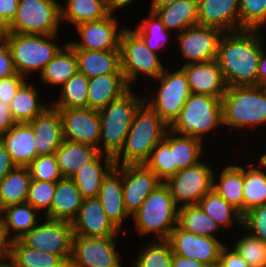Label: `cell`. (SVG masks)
Masks as SVG:
<instances>
[{"label": "cell", "mask_w": 266, "mask_h": 267, "mask_svg": "<svg viewBox=\"0 0 266 267\" xmlns=\"http://www.w3.org/2000/svg\"><path fill=\"white\" fill-rule=\"evenodd\" d=\"M263 36L262 30L247 29L221 35L216 60L227 86L257 85Z\"/></svg>", "instance_id": "cell-1"}, {"label": "cell", "mask_w": 266, "mask_h": 267, "mask_svg": "<svg viewBox=\"0 0 266 267\" xmlns=\"http://www.w3.org/2000/svg\"><path fill=\"white\" fill-rule=\"evenodd\" d=\"M221 103L223 126L230 130L228 135L236 130L247 135L250 130L255 134L266 129V86H227Z\"/></svg>", "instance_id": "cell-2"}, {"label": "cell", "mask_w": 266, "mask_h": 267, "mask_svg": "<svg viewBox=\"0 0 266 267\" xmlns=\"http://www.w3.org/2000/svg\"><path fill=\"white\" fill-rule=\"evenodd\" d=\"M167 130L168 125L144 101L133 116L125 144L114 158L115 165L144 164Z\"/></svg>", "instance_id": "cell-3"}, {"label": "cell", "mask_w": 266, "mask_h": 267, "mask_svg": "<svg viewBox=\"0 0 266 267\" xmlns=\"http://www.w3.org/2000/svg\"><path fill=\"white\" fill-rule=\"evenodd\" d=\"M178 208L168 186L164 182L159 184L131 215L138 237L168 240L171 231L178 224Z\"/></svg>", "instance_id": "cell-4"}, {"label": "cell", "mask_w": 266, "mask_h": 267, "mask_svg": "<svg viewBox=\"0 0 266 267\" xmlns=\"http://www.w3.org/2000/svg\"><path fill=\"white\" fill-rule=\"evenodd\" d=\"M168 129L209 143L206 138L213 137L211 133L216 136L217 130H224L221 98L191 93Z\"/></svg>", "instance_id": "cell-5"}, {"label": "cell", "mask_w": 266, "mask_h": 267, "mask_svg": "<svg viewBox=\"0 0 266 267\" xmlns=\"http://www.w3.org/2000/svg\"><path fill=\"white\" fill-rule=\"evenodd\" d=\"M144 102V95L130 88L120 98L98 110L101 128L99 153L115 158L123 148L133 116Z\"/></svg>", "instance_id": "cell-6"}, {"label": "cell", "mask_w": 266, "mask_h": 267, "mask_svg": "<svg viewBox=\"0 0 266 267\" xmlns=\"http://www.w3.org/2000/svg\"><path fill=\"white\" fill-rule=\"evenodd\" d=\"M58 36V33L35 35L8 32L4 39L10 48L17 73L29 80H32L30 76L34 74L38 77L44 67L68 43L65 40L59 44Z\"/></svg>", "instance_id": "cell-7"}, {"label": "cell", "mask_w": 266, "mask_h": 267, "mask_svg": "<svg viewBox=\"0 0 266 267\" xmlns=\"http://www.w3.org/2000/svg\"><path fill=\"white\" fill-rule=\"evenodd\" d=\"M120 54L123 76L130 88H135L140 78L145 79L144 81L150 78L148 82L158 78L168 63L166 59L161 60V54L152 52L129 26H126L121 34Z\"/></svg>", "instance_id": "cell-8"}, {"label": "cell", "mask_w": 266, "mask_h": 267, "mask_svg": "<svg viewBox=\"0 0 266 267\" xmlns=\"http://www.w3.org/2000/svg\"><path fill=\"white\" fill-rule=\"evenodd\" d=\"M177 65L175 63L176 68L174 70L168 69L169 67L167 66L164 72L154 79V85H157V89L155 87L153 88L155 91H150L152 95L150 93L143 94L144 101L168 126L178 116L191 94L186 74Z\"/></svg>", "instance_id": "cell-9"}, {"label": "cell", "mask_w": 266, "mask_h": 267, "mask_svg": "<svg viewBox=\"0 0 266 267\" xmlns=\"http://www.w3.org/2000/svg\"><path fill=\"white\" fill-rule=\"evenodd\" d=\"M59 0H19L16 16L8 32L52 35L61 29Z\"/></svg>", "instance_id": "cell-10"}, {"label": "cell", "mask_w": 266, "mask_h": 267, "mask_svg": "<svg viewBox=\"0 0 266 267\" xmlns=\"http://www.w3.org/2000/svg\"><path fill=\"white\" fill-rule=\"evenodd\" d=\"M205 159L206 157L196 165L178 170L164 182L178 207L197 205L213 189V173L219 163L213 165V158Z\"/></svg>", "instance_id": "cell-11"}, {"label": "cell", "mask_w": 266, "mask_h": 267, "mask_svg": "<svg viewBox=\"0 0 266 267\" xmlns=\"http://www.w3.org/2000/svg\"><path fill=\"white\" fill-rule=\"evenodd\" d=\"M119 237L73 235L69 267H124L117 249Z\"/></svg>", "instance_id": "cell-12"}, {"label": "cell", "mask_w": 266, "mask_h": 267, "mask_svg": "<svg viewBox=\"0 0 266 267\" xmlns=\"http://www.w3.org/2000/svg\"><path fill=\"white\" fill-rule=\"evenodd\" d=\"M72 223L43 217L20 240L38 251L60 255L68 264L72 255Z\"/></svg>", "instance_id": "cell-13"}, {"label": "cell", "mask_w": 266, "mask_h": 267, "mask_svg": "<svg viewBox=\"0 0 266 267\" xmlns=\"http://www.w3.org/2000/svg\"><path fill=\"white\" fill-rule=\"evenodd\" d=\"M223 32L215 27L194 25L176 34L173 38L177 44L182 65L189 63L207 62L217 57L218 43ZM183 63V64H182Z\"/></svg>", "instance_id": "cell-14"}, {"label": "cell", "mask_w": 266, "mask_h": 267, "mask_svg": "<svg viewBox=\"0 0 266 267\" xmlns=\"http://www.w3.org/2000/svg\"><path fill=\"white\" fill-rule=\"evenodd\" d=\"M115 15L109 16L97 20L84 22L75 26L77 37L80 38V42L68 41V45L72 49H85V50H120V39L125 25H121ZM121 26V27H120Z\"/></svg>", "instance_id": "cell-15"}, {"label": "cell", "mask_w": 266, "mask_h": 267, "mask_svg": "<svg viewBox=\"0 0 266 267\" xmlns=\"http://www.w3.org/2000/svg\"><path fill=\"white\" fill-rule=\"evenodd\" d=\"M168 241L173 254L195 259L208 267H217L221 249L226 243H230L220 240V238L195 235L183 230L178 225L171 231Z\"/></svg>", "instance_id": "cell-16"}, {"label": "cell", "mask_w": 266, "mask_h": 267, "mask_svg": "<svg viewBox=\"0 0 266 267\" xmlns=\"http://www.w3.org/2000/svg\"><path fill=\"white\" fill-rule=\"evenodd\" d=\"M59 110L64 140L90 145L99 150L101 122L98 110L70 108Z\"/></svg>", "instance_id": "cell-17"}, {"label": "cell", "mask_w": 266, "mask_h": 267, "mask_svg": "<svg viewBox=\"0 0 266 267\" xmlns=\"http://www.w3.org/2000/svg\"><path fill=\"white\" fill-rule=\"evenodd\" d=\"M162 181L144 164L122 165L123 200L130 215L135 213Z\"/></svg>", "instance_id": "cell-18"}, {"label": "cell", "mask_w": 266, "mask_h": 267, "mask_svg": "<svg viewBox=\"0 0 266 267\" xmlns=\"http://www.w3.org/2000/svg\"><path fill=\"white\" fill-rule=\"evenodd\" d=\"M71 223L73 235L88 237L123 235L106 215L98 197L83 199L78 215Z\"/></svg>", "instance_id": "cell-19"}, {"label": "cell", "mask_w": 266, "mask_h": 267, "mask_svg": "<svg viewBox=\"0 0 266 267\" xmlns=\"http://www.w3.org/2000/svg\"><path fill=\"white\" fill-rule=\"evenodd\" d=\"M98 198L108 218L125 235L127 230L123 227L127 219L130 221L131 215L123 200L122 165H115L104 177Z\"/></svg>", "instance_id": "cell-20"}, {"label": "cell", "mask_w": 266, "mask_h": 267, "mask_svg": "<svg viewBox=\"0 0 266 267\" xmlns=\"http://www.w3.org/2000/svg\"><path fill=\"white\" fill-rule=\"evenodd\" d=\"M27 123L34 133L36 157L55 154L64 141L63 122L59 110L49 106L42 114Z\"/></svg>", "instance_id": "cell-21"}, {"label": "cell", "mask_w": 266, "mask_h": 267, "mask_svg": "<svg viewBox=\"0 0 266 267\" xmlns=\"http://www.w3.org/2000/svg\"><path fill=\"white\" fill-rule=\"evenodd\" d=\"M186 74L191 93L222 98L227 84L217 60L189 63L180 67Z\"/></svg>", "instance_id": "cell-22"}, {"label": "cell", "mask_w": 266, "mask_h": 267, "mask_svg": "<svg viewBox=\"0 0 266 267\" xmlns=\"http://www.w3.org/2000/svg\"><path fill=\"white\" fill-rule=\"evenodd\" d=\"M242 155V161L235 160L232 163L228 161V164L219 166V169L215 167L213 173V189L236 208L242 215L244 214V199H243V184H244V158ZM236 161V162H235ZM234 163V164H233ZM238 164V165H237ZM242 164V165H241ZM223 166V168H222ZM221 168V169H220ZM217 170V171H216ZM219 170V171H218Z\"/></svg>", "instance_id": "cell-23"}, {"label": "cell", "mask_w": 266, "mask_h": 267, "mask_svg": "<svg viewBox=\"0 0 266 267\" xmlns=\"http://www.w3.org/2000/svg\"><path fill=\"white\" fill-rule=\"evenodd\" d=\"M198 24L223 33L239 31V0H198Z\"/></svg>", "instance_id": "cell-24"}, {"label": "cell", "mask_w": 266, "mask_h": 267, "mask_svg": "<svg viewBox=\"0 0 266 267\" xmlns=\"http://www.w3.org/2000/svg\"><path fill=\"white\" fill-rule=\"evenodd\" d=\"M0 141L16 166L28 167L36 157L34 133L27 122L15 123Z\"/></svg>", "instance_id": "cell-25"}, {"label": "cell", "mask_w": 266, "mask_h": 267, "mask_svg": "<svg viewBox=\"0 0 266 267\" xmlns=\"http://www.w3.org/2000/svg\"><path fill=\"white\" fill-rule=\"evenodd\" d=\"M73 50L77 56L78 71L87 78L106 74H123L120 50Z\"/></svg>", "instance_id": "cell-26"}, {"label": "cell", "mask_w": 266, "mask_h": 267, "mask_svg": "<svg viewBox=\"0 0 266 267\" xmlns=\"http://www.w3.org/2000/svg\"><path fill=\"white\" fill-rule=\"evenodd\" d=\"M251 152L252 155L246 153V157H249L252 163L247 158L244 159L246 163L243 184L244 213L266 203V165L258 156L253 158L254 151Z\"/></svg>", "instance_id": "cell-27"}, {"label": "cell", "mask_w": 266, "mask_h": 267, "mask_svg": "<svg viewBox=\"0 0 266 267\" xmlns=\"http://www.w3.org/2000/svg\"><path fill=\"white\" fill-rule=\"evenodd\" d=\"M129 89L123 74H106L89 78L88 108L100 110L120 98Z\"/></svg>", "instance_id": "cell-28"}, {"label": "cell", "mask_w": 266, "mask_h": 267, "mask_svg": "<svg viewBox=\"0 0 266 267\" xmlns=\"http://www.w3.org/2000/svg\"><path fill=\"white\" fill-rule=\"evenodd\" d=\"M83 199L72 178L58 180L50 207V219L72 222L78 215Z\"/></svg>", "instance_id": "cell-29"}, {"label": "cell", "mask_w": 266, "mask_h": 267, "mask_svg": "<svg viewBox=\"0 0 266 267\" xmlns=\"http://www.w3.org/2000/svg\"><path fill=\"white\" fill-rule=\"evenodd\" d=\"M30 81L32 80H28L18 90L10 103L11 114L16 123L29 122L51 106V102L41 99L42 92L40 93L39 90L42 88Z\"/></svg>", "instance_id": "cell-30"}, {"label": "cell", "mask_w": 266, "mask_h": 267, "mask_svg": "<svg viewBox=\"0 0 266 267\" xmlns=\"http://www.w3.org/2000/svg\"><path fill=\"white\" fill-rule=\"evenodd\" d=\"M114 166V158L99 153L72 177L84 199L98 197L104 177Z\"/></svg>", "instance_id": "cell-31"}, {"label": "cell", "mask_w": 266, "mask_h": 267, "mask_svg": "<svg viewBox=\"0 0 266 267\" xmlns=\"http://www.w3.org/2000/svg\"><path fill=\"white\" fill-rule=\"evenodd\" d=\"M78 71L75 51L66 44L38 75L39 87L60 88ZM42 83V84H41Z\"/></svg>", "instance_id": "cell-32"}, {"label": "cell", "mask_w": 266, "mask_h": 267, "mask_svg": "<svg viewBox=\"0 0 266 267\" xmlns=\"http://www.w3.org/2000/svg\"><path fill=\"white\" fill-rule=\"evenodd\" d=\"M197 205L217 223L222 231L226 230V235L229 236V233L233 232L232 234L235 236L236 226L238 230L242 228L243 215L227 203L214 189L208 192ZM230 229L233 231H230ZM227 231H229L228 234Z\"/></svg>", "instance_id": "cell-33"}, {"label": "cell", "mask_w": 266, "mask_h": 267, "mask_svg": "<svg viewBox=\"0 0 266 267\" xmlns=\"http://www.w3.org/2000/svg\"><path fill=\"white\" fill-rule=\"evenodd\" d=\"M163 139L170 145L171 151H173L174 164L177 165L179 170L196 165L211 154L209 151L206 152L207 146L200 139L181 136L169 129ZM206 153L208 154L206 155Z\"/></svg>", "instance_id": "cell-34"}, {"label": "cell", "mask_w": 266, "mask_h": 267, "mask_svg": "<svg viewBox=\"0 0 266 267\" xmlns=\"http://www.w3.org/2000/svg\"><path fill=\"white\" fill-rule=\"evenodd\" d=\"M35 208L27 202L10 205L3 209L2 223L10 241L21 239L42 219Z\"/></svg>", "instance_id": "cell-35"}, {"label": "cell", "mask_w": 266, "mask_h": 267, "mask_svg": "<svg viewBox=\"0 0 266 267\" xmlns=\"http://www.w3.org/2000/svg\"><path fill=\"white\" fill-rule=\"evenodd\" d=\"M98 154L99 150L95 147L68 140H64L55 152L59 170L65 178H72Z\"/></svg>", "instance_id": "cell-36"}, {"label": "cell", "mask_w": 266, "mask_h": 267, "mask_svg": "<svg viewBox=\"0 0 266 267\" xmlns=\"http://www.w3.org/2000/svg\"><path fill=\"white\" fill-rule=\"evenodd\" d=\"M149 10L154 11L166 29L175 31V34L198 24V0H179L171 5Z\"/></svg>", "instance_id": "cell-37"}, {"label": "cell", "mask_w": 266, "mask_h": 267, "mask_svg": "<svg viewBox=\"0 0 266 267\" xmlns=\"http://www.w3.org/2000/svg\"><path fill=\"white\" fill-rule=\"evenodd\" d=\"M8 263L12 267H69L60 255L27 247L20 239L10 242Z\"/></svg>", "instance_id": "cell-38"}, {"label": "cell", "mask_w": 266, "mask_h": 267, "mask_svg": "<svg viewBox=\"0 0 266 267\" xmlns=\"http://www.w3.org/2000/svg\"><path fill=\"white\" fill-rule=\"evenodd\" d=\"M60 5L61 23L75 26L90 21L101 20L110 15L106 0H67Z\"/></svg>", "instance_id": "cell-39"}, {"label": "cell", "mask_w": 266, "mask_h": 267, "mask_svg": "<svg viewBox=\"0 0 266 267\" xmlns=\"http://www.w3.org/2000/svg\"><path fill=\"white\" fill-rule=\"evenodd\" d=\"M183 230L195 235L220 237L226 240V234L221 231L217 223L210 218L198 205H184L178 208V224ZM223 232V233H221ZM217 234V235H216ZM221 234V236H219ZM225 238H221L223 235Z\"/></svg>", "instance_id": "cell-40"}, {"label": "cell", "mask_w": 266, "mask_h": 267, "mask_svg": "<svg viewBox=\"0 0 266 267\" xmlns=\"http://www.w3.org/2000/svg\"><path fill=\"white\" fill-rule=\"evenodd\" d=\"M31 173L28 167L16 166L0 181V203L3 208L27 201Z\"/></svg>", "instance_id": "cell-41"}, {"label": "cell", "mask_w": 266, "mask_h": 267, "mask_svg": "<svg viewBox=\"0 0 266 267\" xmlns=\"http://www.w3.org/2000/svg\"><path fill=\"white\" fill-rule=\"evenodd\" d=\"M89 78L77 71L59 89L55 99H49L55 109L87 108ZM59 97V98H58ZM55 100V101H54Z\"/></svg>", "instance_id": "cell-42"}, {"label": "cell", "mask_w": 266, "mask_h": 267, "mask_svg": "<svg viewBox=\"0 0 266 267\" xmlns=\"http://www.w3.org/2000/svg\"><path fill=\"white\" fill-rule=\"evenodd\" d=\"M148 12V15L132 29L143 39L145 45L152 52L157 54L162 52L164 54L162 49L169 46L172 32L166 29L154 11L149 10Z\"/></svg>", "instance_id": "cell-43"}, {"label": "cell", "mask_w": 266, "mask_h": 267, "mask_svg": "<svg viewBox=\"0 0 266 267\" xmlns=\"http://www.w3.org/2000/svg\"><path fill=\"white\" fill-rule=\"evenodd\" d=\"M137 249L132 267H171L173 251L168 240H146ZM140 249V250H139Z\"/></svg>", "instance_id": "cell-44"}, {"label": "cell", "mask_w": 266, "mask_h": 267, "mask_svg": "<svg viewBox=\"0 0 266 267\" xmlns=\"http://www.w3.org/2000/svg\"><path fill=\"white\" fill-rule=\"evenodd\" d=\"M240 233V234H239ZM236 234L238 237L229 236L230 243L237 253L250 267H266V243L259 238L250 235L243 228Z\"/></svg>", "instance_id": "cell-45"}, {"label": "cell", "mask_w": 266, "mask_h": 267, "mask_svg": "<svg viewBox=\"0 0 266 267\" xmlns=\"http://www.w3.org/2000/svg\"><path fill=\"white\" fill-rule=\"evenodd\" d=\"M144 165L152 170L162 182L175 175L179 170L174 164L173 151L164 139L154 147Z\"/></svg>", "instance_id": "cell-46"}, {"label": "cell", "mask_w": 266, "mask_h": 267, "mask_svg": "<svg viewBox=\"0 0 266 267\" xmlns=\"http://www.w3.org/2000/svg\"><path fill=\"white\" fill-rule=\"evenodd\" d=\"M265 28L266 0H239V31Z\"/></svg>", "instance_id": "cell-47"}, {"label": "cell", "mask_w": 266, "mask_h": 267, "mask_svg": "<svg viewBox=\"0 0 266 267\" xmlns=\"http://www.w3.org/2000/svg\"><path fill=\"white\" fill-rule=\"evenodd\" d=\"M56 182L32 179L29 186L27 203L43 217L50 219V207L55 193Z\"/></svg>", "instance_id": "cell-48"}, {"label": "cell", "mask_w": 266, "mask_h": 267, "mask_svg": "<svg viewBox=\"0 0 266 267\" xmlns=\"http://www.w3.org/2000/svg\"><path fill=\"white\" fill-rule=\"evenodd\" d=\"M28 168L34 180L57 182L63 178L55 154L35 157Z\"/></svg>", "instance_id": "cell-49"}, {"label": "cell", "mask_w": 266, "mask_h": 267, "mask_svg": "<svg viewBox=\"0 0 266 267\" xmlns=\"http://www.w3.org/2000/svg\"><path fill=\"white\" fill-rule=\"evenodd\" d=\"M242 228L266 243V203L251 208L243 214Z\"/></svg>", "instance_id": "cell-50"}, {"label": "cell", "mask_w": 266, "mask_h": 267, "mask_svg": "<svg viewBox=\"0 0 266 267\" xmlns=\"http://www.w3.org/2000/svg\"><path fill=\"white\" fill-rule=\"evenodd\" d=\"M29 80L19 73L0 78V100L10 104L18 90Z\"/></svg>", "instance_id": "cell-51"}, {"label": "cell", "mask_w": 266, "mask_h": 267, "mask_svg": "<svg viewBox=\"0 0 266 267\" xmlns=\"http://www.w3.org/2000/svg\"><path fill=\"white\" fill-rule=\"evenodd\" d=\"M217 267H250L247 262L230 245L225 244L221 249Z\"/></svg>", "instance_id": "cell-52"}, {"label": "cell", "mask_w": 266, "mask_h": 267, "mask_svg": "<svg viewBox=\"0 0 266 267\" xmlns=\"http://www.w3.org/2000/svg\"><path fill=\"white\" fill-rule=\"evenodd\" d=\"M16 73L10 48L5 39H0V78Z\"/></svg>", "instance_id": "cell-53"}, {"label": "cell", "mask_w": 266, "mask_h": 267, "mask_svg": "<svg viewBox=\"0 0 266 267\" xmlns=\"http://www.w3.org/2000/svg\"><path fill=\"white\" fill-rule=\"evenodd\" d=\"M19 0H0V18L8 26L16 16Z\"/></svg>", "instance_id": "cell-54"}, {"label": "cell", "mask_w": 266, "mask_h": 267, "mask_svg": "<svg viewBox=\"0 0 266 267\" xmlns=\"http://www.w3.org/2000/svg\"><path fill=\"white\" fill-rule=\"evenodd\" d=\"M15 123L16 122L11 114L10 104L0 100V136L9 130Z\"/></svg>", "instance_id": "cell-55"}, {"label": "cell", "mask_w": 266, "mask_h": 267, "mask_svg": "<svg viewBox=\"0 0 266 267\" xmlns=\"http://www.w3.org/2000/svg\"><path fill=\"white\" fill-rule=\"evenodd\" d=\"M15 167L10 154L0 141V181Z\"/></svg>", "instance_id": "cell-56"}, {"label": "cell", "mask_w": 266, "mask_h": 267, "mask_svg": "<svg viewBox=\"0 0 266 267\" xmlns=\"http://www.w3.org/2000/svg\"><path fill=\"white\" fill-rule=\"evenodd\" d=\"M10 242L0 219V265L7 264L9 261Z\"/></svg>", "instance_id": "cell-57"}, {"label": "cell", "mask_w": 266, "mask_h": 267, "mask_svg": "<svg viewBox=\"0 0 266 267\" xmlns=\"http://www.w3.org/2000/svg\"><path fill=\"white\" fill-rule=\"evenodd\" d=\"M171 267H208V266L195 259L185 258L177 254H173Z\"/></svg>", "instance_id": "cell-58"}, {"label": "cell", "mask_w": 266, "mask_h": 267, "mask_svg": "<svg viewBox=\"0 0 266 267\" xmlns=\"http://www.w3.org/2000/svg\"><path fill=\"white\" fill-rule=\"evenodd\" d=\"M136 2L137 0H106V5L108 12L110 14L116 15L121 10H126V7L128 9L129 5Z\"/></svg>", "instance_id": "cell-59"}, {"label": "cell", "mask_w": 266, "mask_h": 267, "mask_svg": "<svg viewBox=\"0 0 266 267\" xmlns=\"http://www.w3.org/2000/svg\"><path fill=\"white\" fill-rule=\"evenodd\" d=\"M257 85L266 86V48L262 51L258 63Z\"/></svg>", "instance_id": "cell-60"}, {"label": "cell", "mask_w": 266, "mask_h": 267, "mask_svg": "<svg viewBox=\"0 0 266 267\" xmlns=\"http://www.w3.org/2000/svg\"><path fill=\"white\" fill-rule=\"evenodd\" d=\"M179 0H150L149 9H158L160 7H165L167 5H171Z\"/></svg>", "instance_id": "cell-61"}, {"label": "cell", "mask_w": 266, "mask_h": 267, "mask_svg": "<svg viewBox=\"0 0 266 267\" xmlns=\"http://www.w3.org/2000/svg\"><path fill=\"white\" fill-rule=\"evenodd\" d=\"M8 33V26L0 18V39H4Z\"/></svg>", "instance_id": "cell-62"}, {"label": "cell", "mask_w": 266, "mask_h": 267, "mask_svg": "<svg viewBox=\"0 0 266 267\" xmlns=\"http://www.w3.org/2000/svg\"><path fill=\"white\" fill-rule=\"evenodd\" d=\"M266 148V147H265ZM262 149V150H261ZM260 151H263L261 153H258L257 156L263 161V163L266 165V150H263V148H261ZM265 151V152H264Z\"/></svg>", "instance_id": "cell-63"}, {"label": "cell", "mask_w": 266, "mask_h": 267, "mask_svg": "<svg viewBox=\"0 0 266 267\" xmlns=\"http://www.w3.org/2000/svg\"><path fill=\"white\" fill-rule=\"evenodd\" d=\"M3 207H2V205H1V203H0V219L2 218V215H3Z\"/></svg>", "instance_id": "cell-64"}, {"label": "cell", "mask_w": 266, "mask_h": 267, "mask_svg": "<svg viewBox=\"0 0 266 267\" xmlns=\"http://www.w3.org/2000/svg\"><path fill=\"white\" fill-rule=\"evenodd\" d=\"M0 267H12L9 263L4 264V265H0Z\"/></svg>", "instance_id": "cell-65"}]
</instances>
